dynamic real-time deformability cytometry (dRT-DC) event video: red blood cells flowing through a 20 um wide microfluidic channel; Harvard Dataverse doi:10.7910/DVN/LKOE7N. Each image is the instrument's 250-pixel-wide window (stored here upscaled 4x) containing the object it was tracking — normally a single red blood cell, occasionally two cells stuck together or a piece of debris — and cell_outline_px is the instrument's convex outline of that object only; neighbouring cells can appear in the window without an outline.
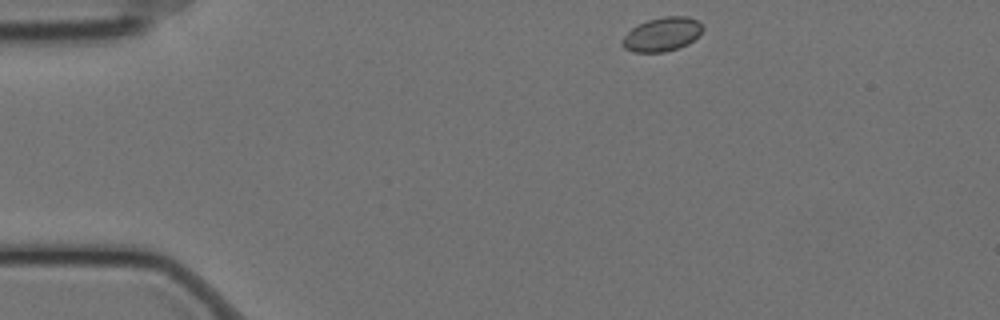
{"species": "Egyptian fruit bat (a non-hibernating species)", "species_latin": "Rousettus aegyptiacus", "temperature_condition": "cold", "stored_images_in_passage": 51, "camera_frame_rate_fps": 3000, "um_per_image_px": 0.085, "animal": {"sex": "female"}, "frame": {"image": 1, "passage_image": 1, "time_ms": 0.0, "image_size_px": [1000, 320], "cell_outline_px": [[704, 28], [700, 36], [688, 44], [680, 48], [664, 52], [632, 52], [624, 48], [620, 44], [620, 40], [632, 28], [648, 20], [664, 16], [688, 16], [696, 20]], "centroid_in_image_um": [56.28, 2.93], "position_along_channel_um": 28.7, "area_um2": 16.07}}
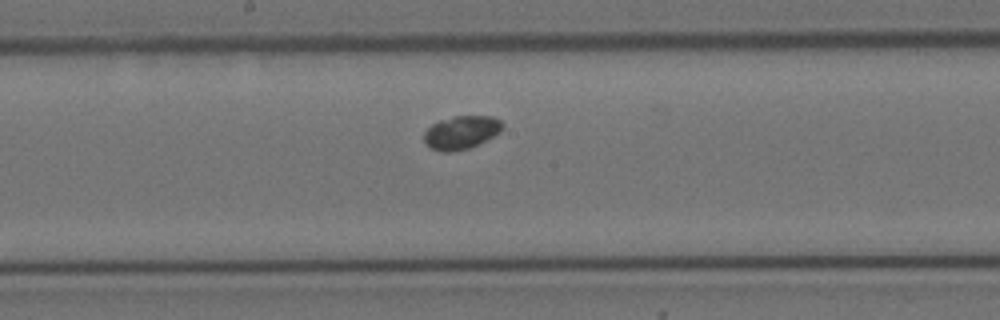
{"frame": {"image": 2, "passage_image": 22, "time_ms": 7.0, "image_size_px": [1000, 320], "cell_outline_px": [[504, 128], [500, 132], [468, 148], [452, 152], [440, 152], [424, 144], [424, 132], [432, 124], [440, 120], [452, 116], [492, 116], [500, 120], [504, 124]], "centroid_in_image_um": [39.19, 11.25], "position_along_channel_um": 209.0, "area_um2": 15.2}}
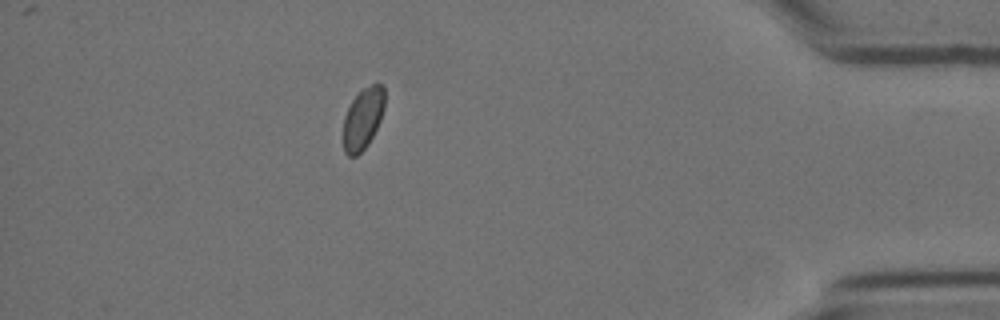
{"frame": {"image": 3, "passage_image": 43, "time_ms": 14.0, "image_size_px": [1000, 320], "cell_outline_px": [[384, 108], [380, 120], [368, 144], [356, 156], [348, 156], [344, 152], [344, 116], [352, 100], [364, 88], [376, 80], [384, 84]], "centroid_in_image_um": [30.87, 10.03], "position_along_channel_um": 404.3, "area_um2": 14.8}}